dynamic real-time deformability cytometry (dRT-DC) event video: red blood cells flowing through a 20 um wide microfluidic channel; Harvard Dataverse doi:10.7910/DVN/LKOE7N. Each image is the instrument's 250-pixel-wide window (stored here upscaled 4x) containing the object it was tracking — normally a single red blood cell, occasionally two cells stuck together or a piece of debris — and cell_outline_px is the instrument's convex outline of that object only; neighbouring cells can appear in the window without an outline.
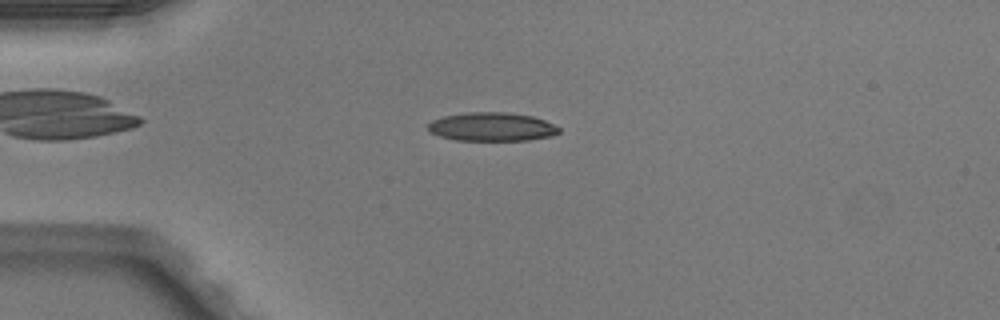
{"species": "Egyptian fruit bat (a non-hibernating species)", "species_latin": "Rousettus aegyptiacus", "temperature_condition": "warm", "stored_images_in_passage": 47, "camera_frame_rate_fps": 3000, "um_per_image_px": 0.085, "animal": {"sex": "male"}, "frame": {"image": 1, "passage_image": 10, "time_ms": 3.0, "image_size_px": [1000, 320], "cell_outline_px": [[560, 132], [552, 136], [528, 140], [456, 140], [440, 136], [428, 132], [428, 124], [432, 120], [444, 116], [468, 112], [504, 112], [532, 116], [544, 120], [560, 128]], "centroid_in_image_um": [41.79, 10.78], "position_along_channel_um": 43.2, "area_um2": 21.79}}
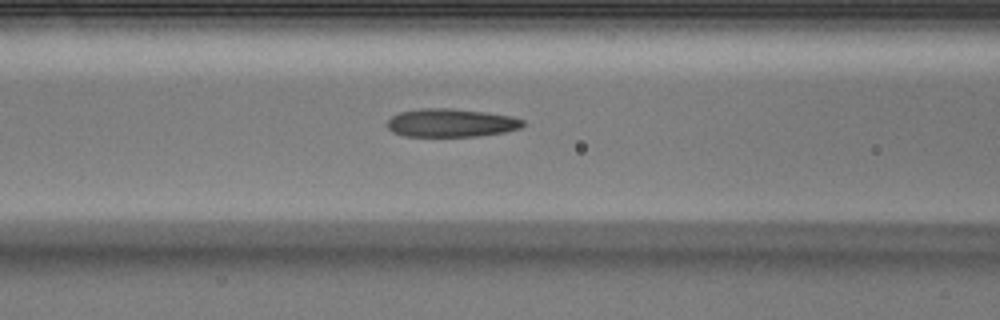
{"frame": {"image": 2, "passage_image": 18, "time_ms": 5.667, "image_size_px": [1000, 320], "cell_outline_px": [[524, 124], [520, 128], [504, 132], [480, 136], [404, 136], [392, 132], [388, 128], [388, 120], [392, 116], [400, 112], [420, 108], [452, 108], [484, 112], [512, 116], [524, 120]], "centroid_in_image_um": [38.34, 10.44], "position_along_channel_um": 128.3, "area_um2": 22.37}}
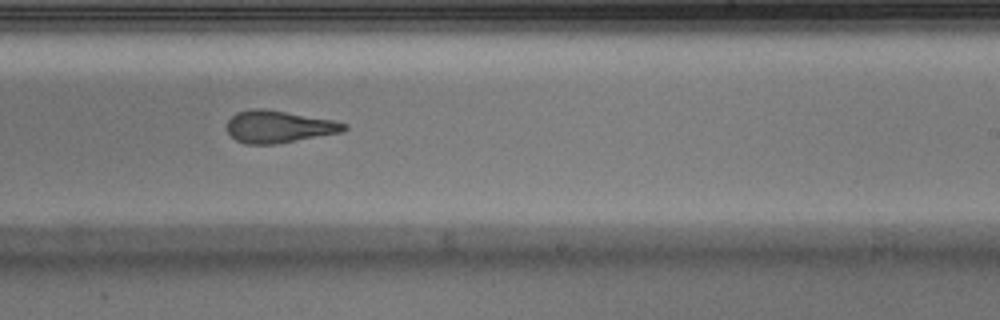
{"frame": {"image": 3, "passage_image": 28, "time_ms": 9.0, "image_size_px": [1000, 320], "cell_outline_px": [[348, 128], [344, 132], [276, 144], [244, 144], [236, 140], [228, 132], [228, 120], [236, 112], [252, 108], [264, 108], [332, 120], [348, 124]], "centroid_in_image_um": [23.71, 10.77], "position_along_channel_um": 265.3, "area_um2": 22.02}, "authors_computed_cell_mechanics": {"area_um2": 22.4264, "velocity_mm_per_s": 4.1094, "shape_relaxation_time_tau1_ms": 3.8635, "shape_relaxation_time_tau2_ms": 1.6696, "deformation_change_tau1": 0.1931, "deformation_change_tau2": 0.1248}}